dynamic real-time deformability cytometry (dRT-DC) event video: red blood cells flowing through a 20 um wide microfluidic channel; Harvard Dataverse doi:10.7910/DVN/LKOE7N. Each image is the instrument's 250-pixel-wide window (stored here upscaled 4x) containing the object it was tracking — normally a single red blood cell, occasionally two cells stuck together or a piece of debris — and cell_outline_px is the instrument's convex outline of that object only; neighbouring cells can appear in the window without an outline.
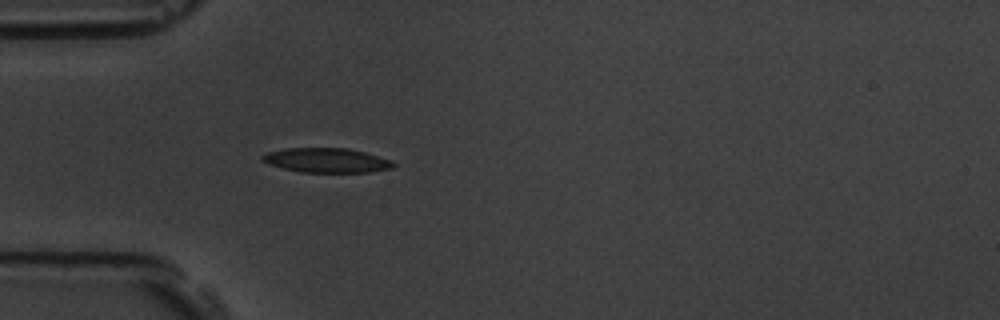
{"species": "common noctule bat (a hibernating species)", "species_latin": "Nyctalus noctula", "temperature_condition": "room temperature", "stored_images_in_passage": 32, "camera_frame_rate_fps": 3000, "um_per_image_px": 0.085, "animal": {"sex": "male", "body_mass_g": 19.5, "forearm_length_mm": 54.6}, "frame": {"image": 1, "passage_image": 1, "time_ms": 0.0, "image_size_px": [1000, 320], "cell_outline_px": [[396, 164], [392, 168], [368, 172], [300, 172], [268, 164], [260, 160], [260, 156], [268, 152], [284, 148], [348, 148], [364, 152], [392, 160]], "centroid_in_image_um": [27.74, 13.62], "position_along_channel_um": 57.3, "area_um2": 18.73}}
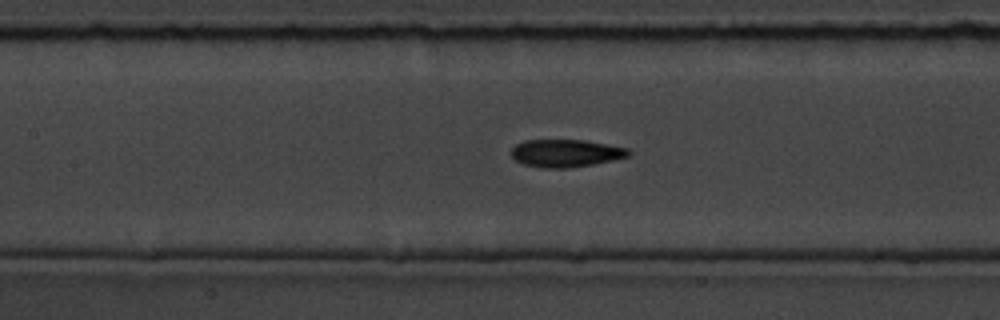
{"frame": {"image": 2, "passage_image": 10, "time_ms": 3.0, "image_size_px": [1000, 320], "cell_outline_px": [[632, 152], [628, 156], [612, 160], [592, 164], [568, 168], [544, 168], [524, 164], [516, 160], [512, 156], [512, 148], [516, 144], [524, 140], [584, 140], [628, 148]], "centroid_in_image_um": [48.09, 13.01], "position_along_channel_um": 159.3, "area_um2": 18.73}}
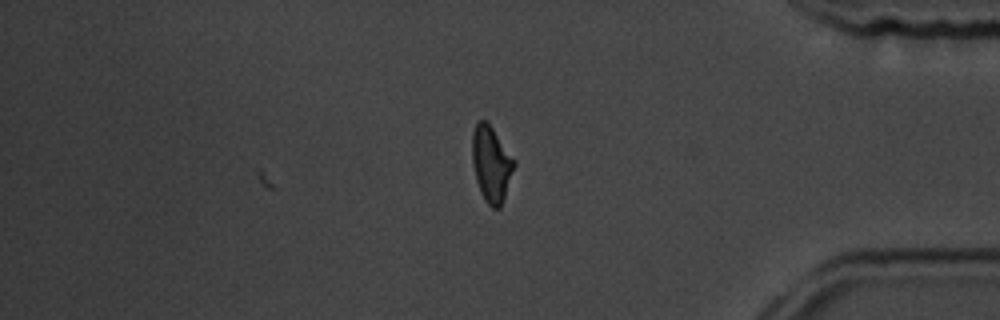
{"frame": {"image": 3, "passage_image": 32, "time_ms": 10.333, "image_size_px": [1000, 320], "cell_outline_px": [[516, 164], [504, 200], [500, 208], [492, 208], [484, 200], [480, 192], [476, 180], [472, 160], [472, 132], [476, 124], [480, 120], [484, 120], [492, 128], [516, 160]], "centroid_in_image_um": [41.77, 13.97], "position_along_channel_um": 393.4, "area_um2": 18.61}, "authors_computed_cell_mechanics": {"area_um2": 18.5538, "velocity_mm_per_s": 3.5601, "shape_relaxation_time_tau1_ms": 3.5944, "shape_relaxation_time_tau2_ms": 4.0726, "deformation_change_tau1": 0.1541, "deformation_change_tau2": 0.0813}}